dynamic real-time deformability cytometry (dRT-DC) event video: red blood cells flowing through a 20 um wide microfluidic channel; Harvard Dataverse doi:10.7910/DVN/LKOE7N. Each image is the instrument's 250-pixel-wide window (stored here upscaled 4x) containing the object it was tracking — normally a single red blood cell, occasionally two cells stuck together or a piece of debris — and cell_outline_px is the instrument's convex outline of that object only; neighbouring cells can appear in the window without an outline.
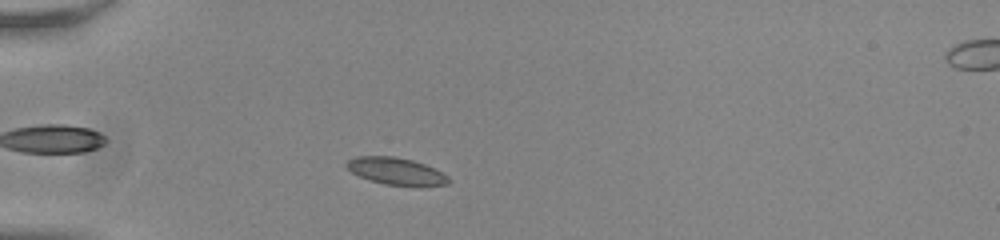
{"species": "common noctule bat (a hibernating species)", "species_latin": "Nyctalus noctula", "temperature_condition": "room temperature", "stored_images_in_passage": 45, "camera_frame_rate_fps": 3000, "um_per_image_px": 0.085, "animal": {"sex": "male", "body_mass_g": 20.0, "forearm_length_mm": 53.3}, "frame": {"image": 1, "passage_image": 7, "time_ms": 2.0, "image_size_px": [1000, 240], "cell_outline_px": [[452, 180], [448, 184], [384, 184], [368, 180], [352, 172], [344, 164], [348, 160], [356, 156], [392, 156], [412, 160], [424, 164], [448, 176]], "centroid_in_image_um": [33.6, 14.52], "position_along_channel_um": 51.4, "area_um2": 15.55}}
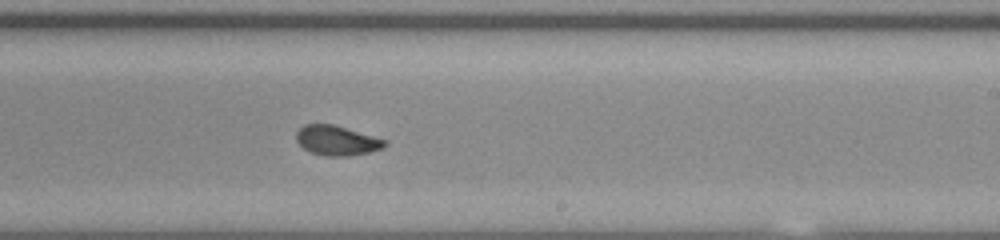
{"frame": {"image": 2, "passage_image": 25, "time_ms": 8.0, "image_size_px": [1000, 240], "cell_outline_px": [[388, 144], [380, 148], [368, 152], [348, 156], [324, 156], [312, 152], [304, 148], [296, 140], [296, 132], [304, 124], [332, 124], [388, 140]], "centroid_in_image_um": [28.63, 11.94], "position_along_channel_um": 260.4, "area_um2": 15.2}}
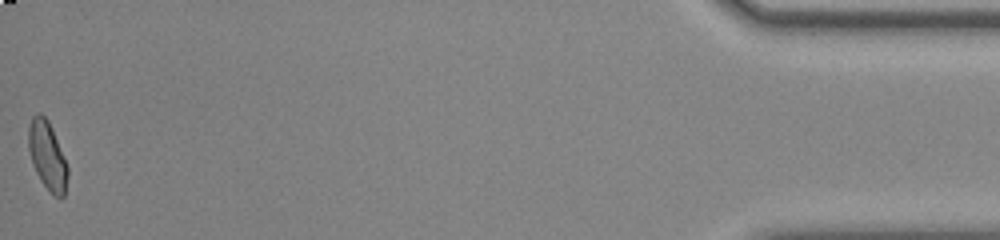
{"frame": {"image": 3, "passage_image": 45, "time_ms": 14.667, "image_size_px": [1000, 240], "cell_outline_px": [[68, 176], [64, 196], [56, 196], [40, 180], [32, 164], [28, 148], [28, 128], [32, 116], [36, 112], [40, 112], [48, 120], [52, 128], [68, 168]], "centroid_in_image_um": [4.0, 13.18], "position_along_channel_um": 431.2, "area_um2": 15.43}, "authors_computed_cell_mechanics": {"area_um2": 15.6638, "velocity_mm_per_s": 3.8343, "shape_relaxation_time_tau1_ms": 6.438, "shape_relaxation_time_tau2_ms": 1.5052, "deformation_change_tau1": 0.1776, "deformation_change_tau2": 0.0572}}